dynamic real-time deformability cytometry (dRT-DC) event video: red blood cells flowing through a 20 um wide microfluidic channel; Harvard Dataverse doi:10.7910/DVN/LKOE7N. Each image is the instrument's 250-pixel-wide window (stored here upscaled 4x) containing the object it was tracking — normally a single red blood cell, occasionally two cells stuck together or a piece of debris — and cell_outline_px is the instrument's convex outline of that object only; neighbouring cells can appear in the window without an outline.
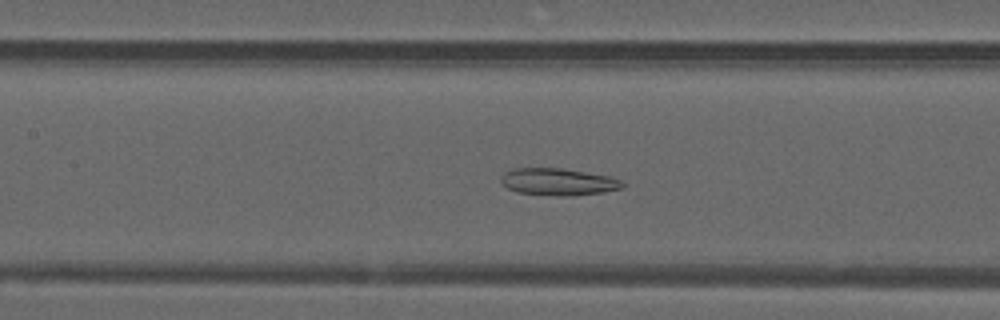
{"species": "common noctule bat (a hibernating species)", "species_latin": "Nyctalus noctula", "temperature_condition": "warm", "stored_images_in_passage": 51, "camera_frame_rate_fps": 3000, "um_per_image_px": 0.085, "animal": {"sex": "male", "forearm_length_mm": 52.5}, "frame": {"image": 1, "passage_image": 23, "time_ms": 7.333, "image_size_px": [1000, 320], "cell_outline_px": [[624, 188], [604, 192], [572, 196], [556, 196], [516, 192], [508, 188], [500, 180], [500, 176], [504, 172], [512, 168], [564, 168], [612, 176], [620, 180], [624, 184]], "centroid_in_image_um": [47.47, 15.45], "position_along_channel_um": 159.9, "area_um2": 19.48}}
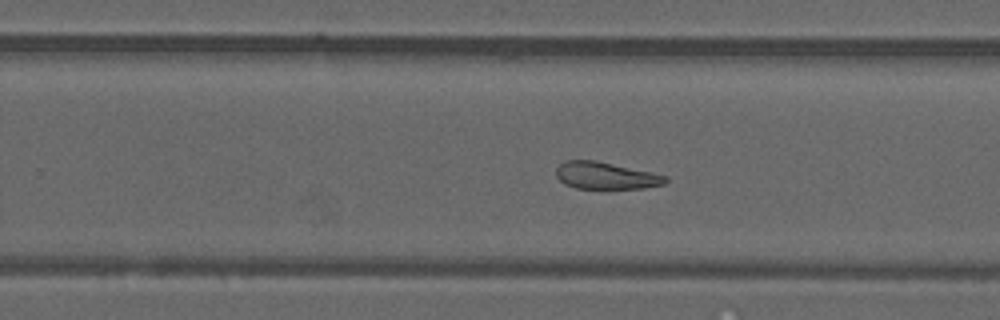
{"frame": {"image": 2, "passage_image": 32, "time_ms": 10.333, "image_size_px": [1000, 320], "cell_outline_px": [[668, 180], [664, 184], [644, 188], [604, 192], [576, 188], [564, 184], [556, 176], [556, 168], [564, 160], [596, 160], [652, 172], [668, 176]], "centroid_in_image_um": [51.5, 14.98], "position_along_channel_um": 278.3, "area_um2": 18.26}}
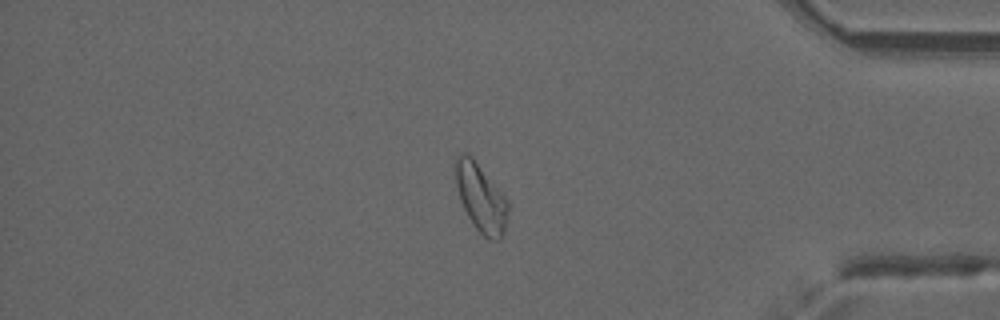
{"frame": {"image": 3, "passage_image": 43, "time_ms": 14.0, "image_size_px": [1000, 320], "cell_outline_px": [[508, 212], [504, 232], [500, 240], [488, 240], [476, 228], [468, 216], [460, 200], [456, 184], [456, 156], [460, 152], [468, 152], [472, 156], [508, 200]], "centroid_in_image_um": [40.88, 16.81], "position_along_channel_um": 394.3, "area_um2": 20.75}, "authors_computed_cell_mechanics": {"area_um2": 21.6172, "velocity_mm_per_s": 3.968, "shape_relaxation_time_tau1_ms": null, "shape_relaxation_time_tau2_ms": 2.0287, "deformation_change_tau1": null, "deformation_change_tau2": 0.082}}